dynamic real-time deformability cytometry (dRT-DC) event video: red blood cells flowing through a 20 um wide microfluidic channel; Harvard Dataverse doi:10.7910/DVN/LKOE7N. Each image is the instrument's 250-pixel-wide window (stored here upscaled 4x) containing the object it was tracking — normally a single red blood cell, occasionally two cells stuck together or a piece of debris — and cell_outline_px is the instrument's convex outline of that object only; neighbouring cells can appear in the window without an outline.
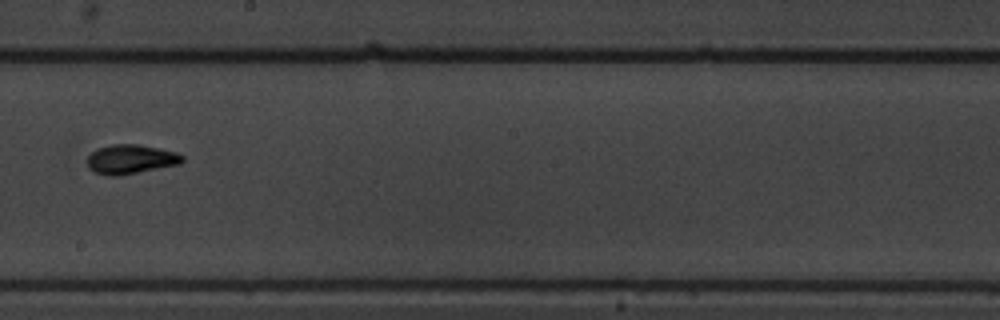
{"species": "common noctule bat (a hibernating species)", "species_latin": "Nyctalus noctula", "temperature_condition": "warm", "stored_images_in_passage": 11, "camera_frame_rate_fps": 3000, "um_per_image_px": 0.085, "animal": {"sex": "male", "body_mass_g": 19.5, "forearm_length_mm": 54.6}, "frame": {"image": 1, "passage_image": 11, "time_ms": 12.333, "image_size_px": [1000, 320], "cell_outline_px": [[184, 160], [180, 164], [120, 176], [108, 176], [96, 172], [88, 168], [88, 156], [92, 152], [100, 148], [112, 144], [140, 144], [160, 148], [176, 152], [184, 156]], "centroid_in_image_um": [11.14, 13.54], "position_along_channel_um": 237.1, "area_um2": 16.3}}